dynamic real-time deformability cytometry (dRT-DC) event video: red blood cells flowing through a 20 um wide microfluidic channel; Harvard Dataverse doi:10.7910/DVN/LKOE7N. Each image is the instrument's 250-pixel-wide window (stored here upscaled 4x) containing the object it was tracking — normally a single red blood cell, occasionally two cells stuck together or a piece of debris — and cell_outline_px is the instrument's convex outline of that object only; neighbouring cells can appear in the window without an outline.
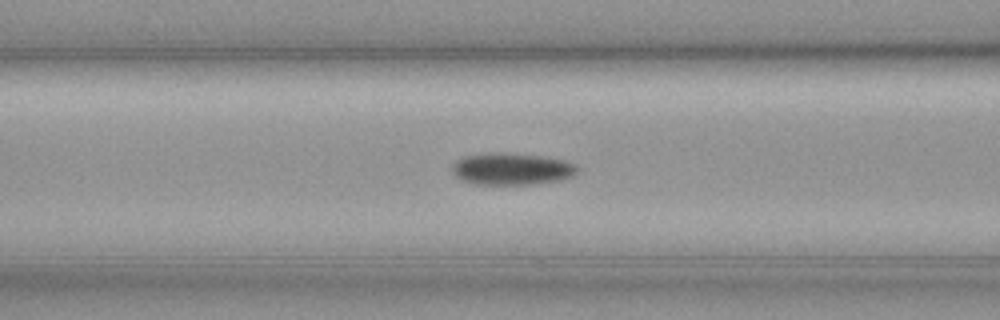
{"species": "common noctule bat (a hibernating species)", "species_latin": "Nyctalus noctula", "temperature_condition": "cold", "stored_images_in_passage": 40, "camera_frame_rate_fps": 3000, "um_per_image_px": 0.085, "animal": {"sex": "female", "body_mass_g": 19.3, "forearm_length_mm": 54.1}, "frame": {"image": 1, "passage_image": 11, "time_ms": 3.333, "image_size_px": [1000, 320], "cell_outline_px": [[580, 168], [572, 176], [560, 180], [532, 184], [472, 184], [460, 180], [452, 172], [452, 164], [456, 160], [464, 156], [488, 152], [496, 152], [540, 156], [564, 160], [576, 164]], "centroid_in_image_um": [43.46, 14.36], "position_along_channel_um": 123.1, "area_um2": 23.41}}
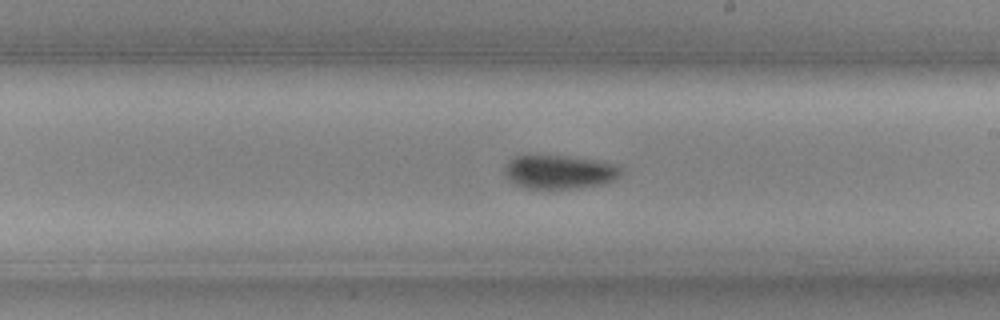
{"frame": {"image": 2, "passage_image": 21, "time_ms": 6.667, "image_size_px": [1000, 320], "cell_outline_px": [[624, 168], [620, 176], [616, 180], [604, 184], [580, 188], [524, 188], [508, 180], [504, 172], [504, 164], [508, 160], [516, 156], [564, 156], [596, 160], [616, 164]], "centroid_in_image_um": [47.58, 14.62], "position_along_channel_um": 241.4, "area_um2": 23.12}}
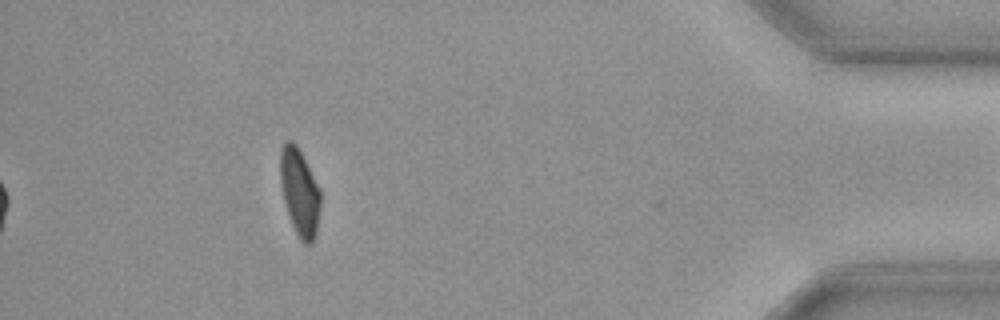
{"frame": {"image": 3, "passage_image": 40, "time_ms": 13.0, "image_size_px": [1000, 320], "cell_outline_px": [[320, 208], [316, 232], [312, 244], [304, 244], [300, 240], [292, 224], [284, 200], [280, 180], [280, 152], [284, 144], [288, 140], [292, 140], [296, 144], [320, 188]], "centroid_in_image_um": [25.47, 16.34], "position_along_channel_um": 409.7, "area_um2": 20.17}, "authors_computed_cell_mechanics": {"area_um2": 22.253, "velocity_mm_per_s": 3.5538, "shape_relaxation_time_tau1_ms": 5.9574, "shape_relaxation_time_tau2_ms": null, "deformation_change_tau1": 0.1005, "deformation_change_tau2": null}}